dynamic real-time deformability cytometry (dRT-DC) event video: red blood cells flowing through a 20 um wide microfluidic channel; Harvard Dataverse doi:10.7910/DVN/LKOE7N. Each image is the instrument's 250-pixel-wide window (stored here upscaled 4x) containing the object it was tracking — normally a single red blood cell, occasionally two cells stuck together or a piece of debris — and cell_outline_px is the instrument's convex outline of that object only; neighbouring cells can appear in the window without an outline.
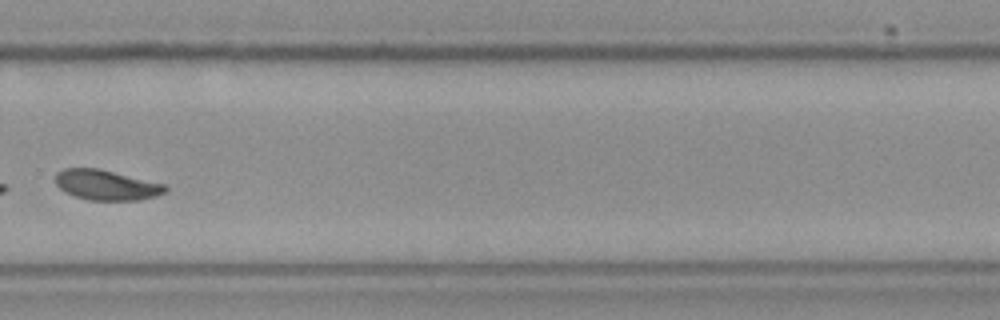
{"species": "Egyptian fruit bat (a non-hibernating species)", "species_latin": "Rousettus aegyptiacus", "temperature_condition": "cold", "stored_images_in_passage": 13, "camera_frame_rate_fps": 3000, "um_per_image_px": 0.085, "frame": {"image": 1, "passage_image": 10, "time_ms": 3.0, "image_size_px": [1000, 320], "cell_outline_px": [[168, 192], [156, 196], [140, 200], [88, 200], [64, 192], [56, 184], [56, 172], [64, 168], [96, 168], [168, 184]], "centroid_in_image_um": [9.09, 15.73], "position_along_channel_um": 320.7, "area_um2": 19.48}}
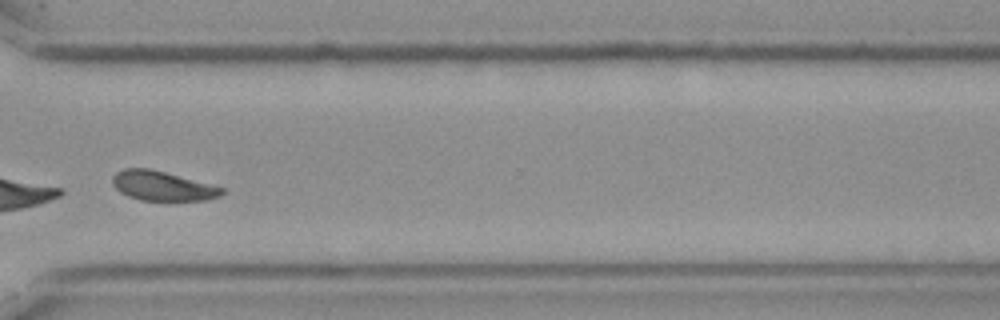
{"frame": {"image": 2, "passage_image": 11, "time_ms": 3.333, "image_size_px": [1000, 320], "cell_outline_px": [[224, 192], [220, 196], [208, 200], [172, 204], [140, 200], [128, 196], [120, 192], [112, 184], [112, 176], [116, 172], [124, 168], [148, 168], [164, 172], [224, 188]], "centroid_in_image_um": [13.82, 15.87], "position_along_channel_um": 356.8, "area_um2": 19.59}}